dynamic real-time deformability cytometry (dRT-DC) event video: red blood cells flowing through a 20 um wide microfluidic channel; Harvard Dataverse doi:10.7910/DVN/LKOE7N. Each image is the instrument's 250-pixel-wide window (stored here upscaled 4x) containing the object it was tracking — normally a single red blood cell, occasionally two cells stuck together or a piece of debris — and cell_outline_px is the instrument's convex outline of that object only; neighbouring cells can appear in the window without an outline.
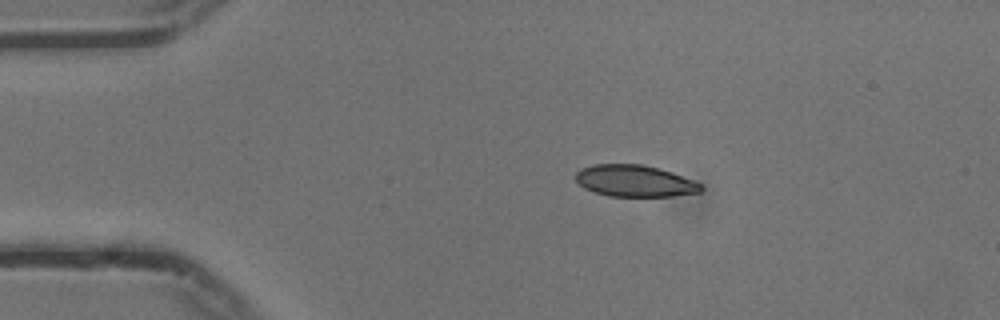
{"species": "common noctule bat (a hibernating species)", "species_latin": "Nyctalus noctula", "temperature_condition": "cold", "stored_images_in_passage": 40, "camera_frame_rate_fps": 3000, "um_per_image_px": 0.085, "animal": {"sex": "male", "body_mass_g": 13.3}, "frame": {"image": 1, "passage_image": 1, "time_ms": 0.0, "image_size_px": [1000, 320], "cell_outline_px": [[704, 188], [700, 192], [672, 196], [608, 196], [584, 188], [576, 180], [576, 172], [580, 168], [596, 164], [644, 164], [672, 172], [692, 180], [700, 184]], "centroid_in_image_um": [53.94, 15.37], "position_along_channel_um": 31.1, "area_um2": 23.0}}
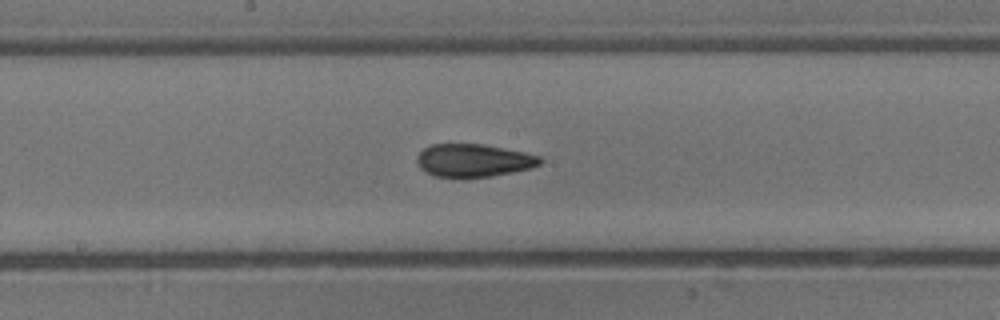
{"frame": {"image": 2, "passage_image": 19, "time_ms": 6.0, "image_size_px": [1000, 320], "cell_outline_px": [[544, 160], [540, 164], [532, 168], [492, 176], [464, 180], [436, 176], [420, 168], [416, 160], [416, 156], [424, 148], [432, 144], [484, 144], [524, 152], [540, 156]], "centroid_in_image_um": [40.25, 13.66], "position_along_channel_um": 207.9, "area_um2": 24.16}}
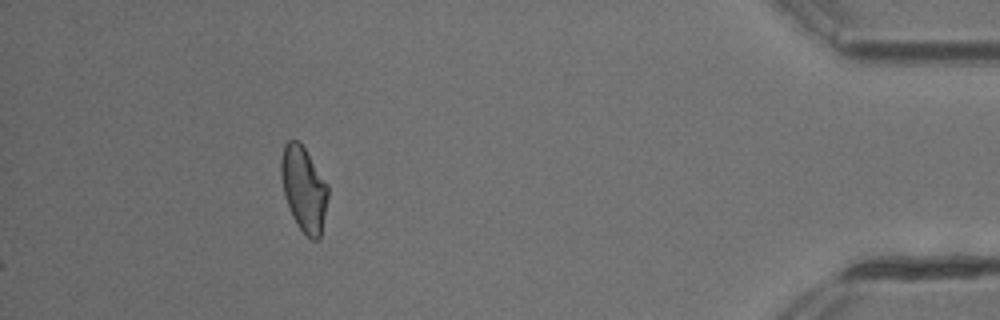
{"frame": {"image": 3, "passage_image": 40, "time_ms": 13.0, "image_size_px": [1000, 320], "cell_outline_px": [[328, 196], [320, 236], [316, 240], [312, 240], [296, 224], [292, 216], [284, 196], [280, 172], [280, 160], [284, 144], [288, 140], [296, 140], [304, 148], [328, 184]], "centroid_in_image_um": [25.8, 16.04], "position_along_channel_um": 409.4, "area_um2": 23.0}, "authors_computed_cell_mechanics": {"area_um2": 23.5246, "velocity_mm_per_s": 3.7325, "shape_relaxation_time_tau1_ms": 5.787, "shape_relaxation_time_tau2_ms": 2.6469, "deformation_change_tau1": 0.159, "deformation_change_tau2": 0.0846}}